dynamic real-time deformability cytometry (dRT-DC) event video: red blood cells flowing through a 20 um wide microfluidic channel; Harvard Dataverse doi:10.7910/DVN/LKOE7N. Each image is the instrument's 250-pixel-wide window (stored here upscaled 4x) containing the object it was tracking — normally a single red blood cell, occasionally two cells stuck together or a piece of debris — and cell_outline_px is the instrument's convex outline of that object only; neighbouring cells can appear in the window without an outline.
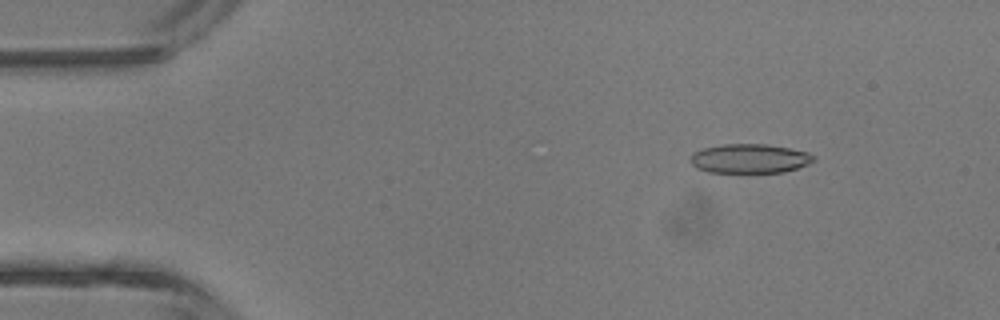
{"species": "common noctule bat (a hibernating species)", "species_latin": "Nyctalus noctula", "temperature_condition": "room temperature", "stored_images_in_passage": 43, "camera_frame_rate_fps": 3000, "um_per_image_px": 0.085, "animal": {"sex": "male", "body_mass_g": 13.3}, "frame": {"image": 1, "passage_image": 6, "time_ms": 1.667, "image_size_px": [1000, 320], "cell_outline_px": [[816, 160], [808, 164], [784, 172], [748, 176], [708, 172], [696, 168], [692, 164], [692, 152], [704, 148], [724, 144], [768, 144], [808, 152], [816, 156]], "centroid_in_image_um": [63.73, 13.54], "position_along_channel_um": 21.3, "area_um2": 22.02}}
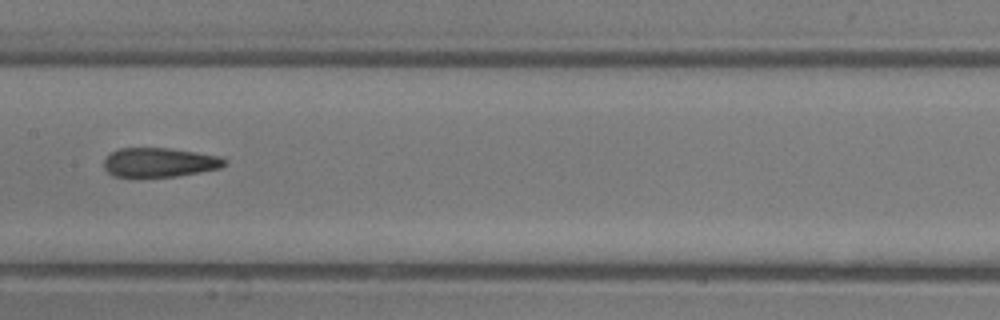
{"frame": {"image": 2, "passage_image": 22, "time_ms": 7.0, "image_size_px": [1000, 320], "cell_outline_px": [[228, 164], [220, 168], [176, 176], [112, 176], [104, 168], [104, 160], [112, 152], [120, 148], [168, 148], [196, 152], [220, 156], [228, 160]], "centroid_in_image_um": [13.59, 13.79], "position_along_channel_um": 193.8, "area_um2": 20.4}}
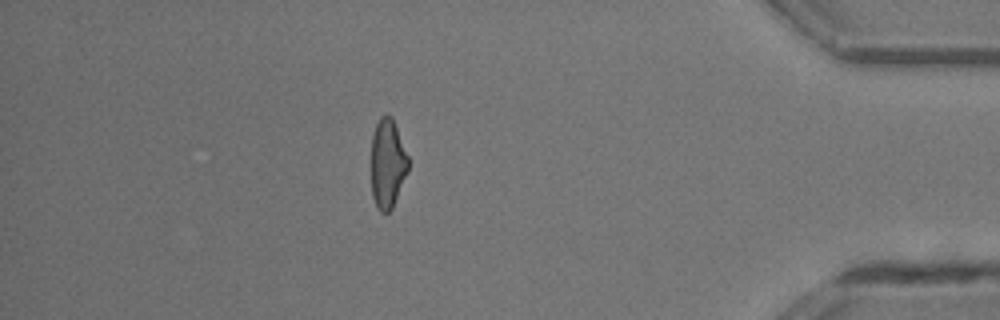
{"frame": {"image": 3, "passage_image": 38, "time_ms": 12.333, "image_size_px": [1000, 320], "cell_outline_px": [[408, 172], [392, 208], [388, 212], [380, 212], [376, 208], [372, 196], [372, 136], [376, 124], [380, 116], [388, 112], [392, 116], [408, 156]], "centroid_in_image_um": [32.94, 13.89], "position_along_channel_um": 402.3, "area_um2": 19.36}, "authors_computed_cell_mechanics": {"area_um2": 20.8658, "velocity_mm_per_s": 4.7627, "shape_relaxation_time_tau1_ms": null, "shape_relaxation_time_tau2_ms": 1.4434, "deformation_change_tau1": null, "deformation_change_tau2": 0.111}}